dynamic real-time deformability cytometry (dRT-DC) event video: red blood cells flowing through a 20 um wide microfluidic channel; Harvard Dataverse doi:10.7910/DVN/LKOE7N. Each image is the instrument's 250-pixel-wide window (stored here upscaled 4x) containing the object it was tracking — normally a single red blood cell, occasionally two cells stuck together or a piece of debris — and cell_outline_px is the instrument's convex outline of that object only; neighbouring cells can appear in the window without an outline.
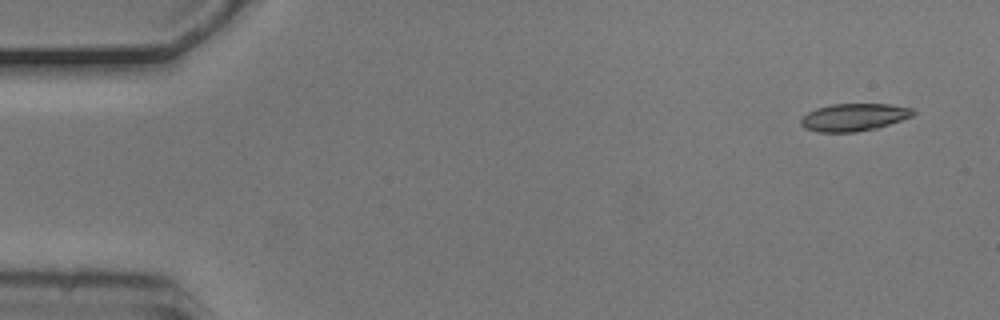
{"species": "common noctule bat (a hibernating species)", "species_latin": "Nyctalus noctula", "temperature_condition": "cold", "stored_images_in_passage": 5, "camera_frame_rate_fps": 3000, "um_per_image_px": 0.085, "animal": {"sex": "male", "body_mass_g": 20.5, "forearm_length_mm": 52.5}, "frame": {"image": 1, "passage_image": 1, "time_ms": 0.0, "image_size_px": [1000, 320], "cell_outline_px": [[916, 112], [912, 116], [876, 128], [856, 132], [816, 132], [804, 128], [800, 124], [800, 120], [808, 112], [816, 108], [832, 104], [888, 104], [912, 108]], "centroid_in_image_um": [72.55, 9.96], "position_along_channel_um": 12.5, "area_um2": 17.92}}